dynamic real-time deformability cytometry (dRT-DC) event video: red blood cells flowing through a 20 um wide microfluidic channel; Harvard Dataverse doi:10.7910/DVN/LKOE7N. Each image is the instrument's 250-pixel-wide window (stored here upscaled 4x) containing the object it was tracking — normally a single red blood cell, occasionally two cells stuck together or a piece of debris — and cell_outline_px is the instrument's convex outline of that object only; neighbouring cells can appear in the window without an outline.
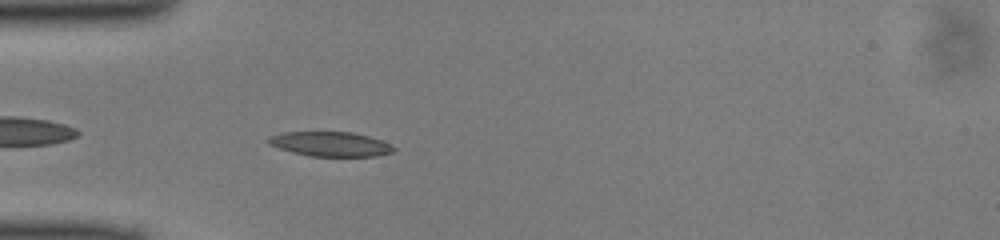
{"species": "common noctule bat (a hibernating species)", "species_latin": "Nyctalus noctula", "temperature_condition": "cold", "stored_images_in_passage": 37, "camera_frame_rate_fps": 3000, "um_per_image_px": 0.085, "animal": {"sex": "male", "body_mass_g": 13.0, "forearm_length_mm": 53.1}, "frame": {"image": 1, "passage_image": 3, "time_ms": 0.667, "image_size_px": [1000, 240], "cell_outline_px": [[396, 152], [376, 156], [308, 156], [292, 152], [268, 144], [268, 136], [284, 132], [352, 132], [368, 136], [392, 144], [396, 148]], "centroid_in_image_um": [28.12, 12.25], "position_along_channel_um": 56.9, "area_um2": 18.03}}
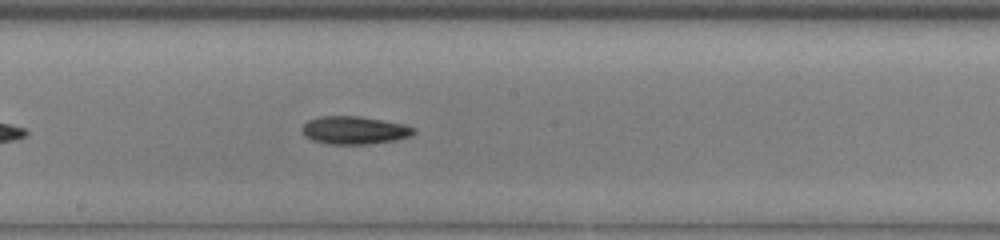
{"frame": {"image": 2, "passage_image": 15, "time_ms": 4.667, "image_size_px": [1000, 240], "cell_outline_px": [[416, 132], [408, 136], [396, 140], [368, 144], [324, 144], [312, 140], [304, 136], [304, 124], [308, 120], [320, 116], [360, 116], [404, 124], [416, 128]], "centroid_in_image_um": [30.13, 11.07], "position_along_channel_um": 218.1, "area_um2": 18.15}}
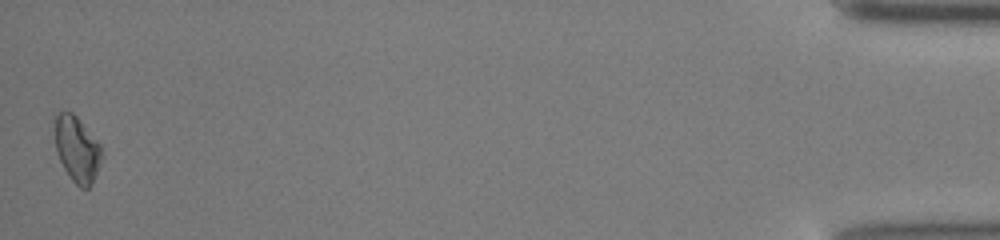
{"frame": {"image": 3, "passage_image": 37, "time_ms": 12.0, "image_size_px": [1000, 240], "cell_outline_px": [[104, 156], [92, 184], [88, 188], [80, 188], [68, 176], [60, 160], [56, 148], [56, 116], [60, 112], [72, 112], [76, 116], [100, 144]], "centroid_in_image_um": [6.59, 12.73], "position_along_channel_um": 428.6, "area_um2": 17.74}}